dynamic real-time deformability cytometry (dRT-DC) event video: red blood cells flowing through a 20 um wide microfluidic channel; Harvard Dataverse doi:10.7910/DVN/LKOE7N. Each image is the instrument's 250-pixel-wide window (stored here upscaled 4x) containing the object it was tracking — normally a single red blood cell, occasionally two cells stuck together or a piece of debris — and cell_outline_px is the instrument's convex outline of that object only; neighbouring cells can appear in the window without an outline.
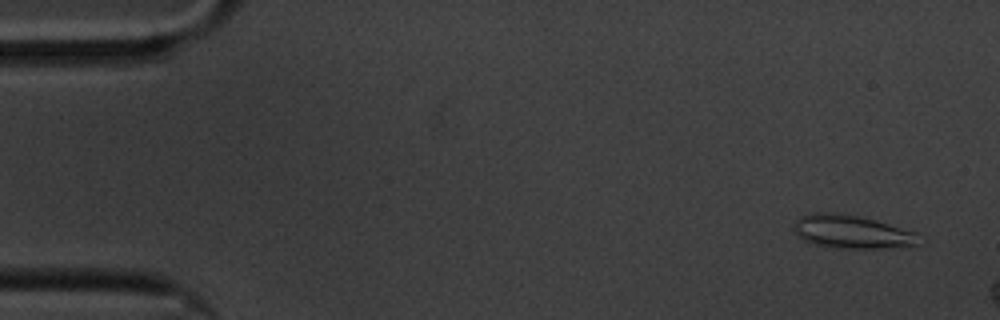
{"species": "common noctule bat (a hibernating species)", "species_latin": "Nyctalus noctula", "temperature_condition": "cold", "stored_images_in_passage": 8, "camera_frame_rate_fps": 3000, "um_per_image_px": 0.085, "animal": {"sex": "male", "body_mass_g": 20.1, "forearm_length_mm": 53.5}, "frame": {"image": 1, "passage_image": 1, "time_ms": 0.0, "image_size_px": [1000, 320], "cell_outline_px": [[916, 244], [884, 248], [836, 248], [816, 244], [804, 240], [796, 232], [796, 220], [800, 216], [808, 212], [828, 212], [856, 216], [888, 224], [916, 232]], "centroid_in_image_um": [72.34, 19.69], "position_along_channel_um": 12.7, "area_um2": 23.47}}